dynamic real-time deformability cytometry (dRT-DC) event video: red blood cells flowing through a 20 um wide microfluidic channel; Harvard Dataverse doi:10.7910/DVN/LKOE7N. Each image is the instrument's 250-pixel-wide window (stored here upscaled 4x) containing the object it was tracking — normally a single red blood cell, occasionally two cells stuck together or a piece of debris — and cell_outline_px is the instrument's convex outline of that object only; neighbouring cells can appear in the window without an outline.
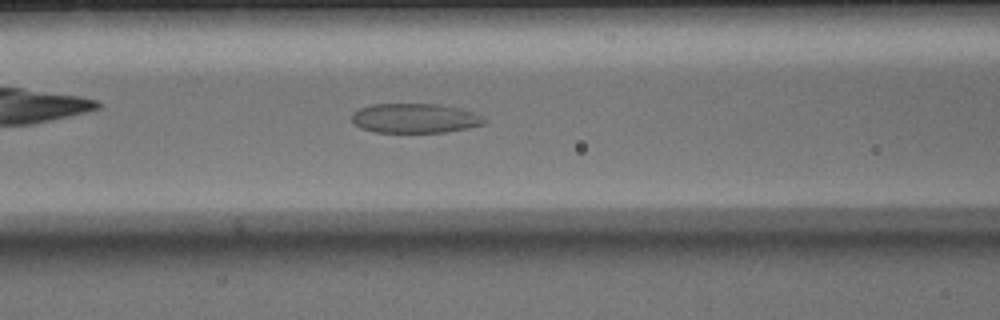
{"species": "Egyptian fruit bat (a non-hibernating species)", "species_latin": "Rousettus aegyptiacus", "temperature_condition": "warm", "stored_images_in_passage": 48, "camera_frame_rate_fps": 3000, "um_per_image_px": 0.085, "animal": {"sex": "male"}, "frame": {"image": 1, "passage_image": 19, "time_ms": 6.0, "image_size_px": [1000, 320], "cell_outline_px": [[488, 120], [484, 124], [468, 128], [444, 132], [376, 132], [360, 128], [352, 120], [352, 112], [360, 108], [372, 104], [440, 104], [460, 108], [484, 116]], "centroid_in_image_um": [35.29, 10.04], "position_along_channel_um": 131.3, "area_um2": 22.89}}
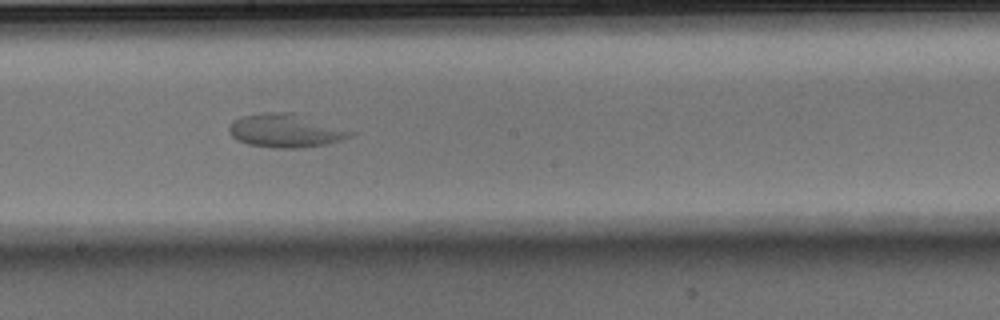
{"frame": {"image": 2, "passage_image": 26, "time_ms": 8.333, "image_size_px": [1000, 320], "cell_outline_px": [[356, 132], [352, 136], [340, 140], [324, 144], [296, 148], [276, 148], [248, 144], [236, 140], [228, 132], [228, 128], [232, 120], [244, 116], [264, 112], [292, 112]], "centroid_in_image_um": [24.23, 11.1], "position_along_channel_um": 224.0, "area_um2": 23.52}}
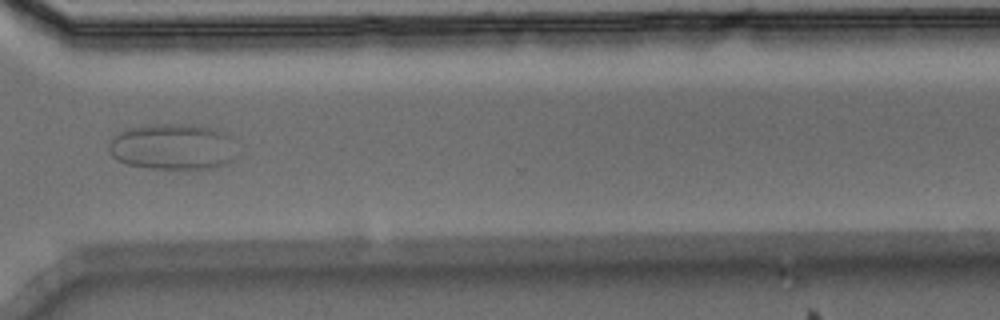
{"frame": {"image": 3, "passage_image": 36, "time_ms": 11.667, "image_size_px": [1000, 320], "cell_outline_px": [[232, 160], [228, 164], [212, 168], [148, 168], [128, 164], [112, 156], [108, 148], [108, 140], [116, 132], [128, 128], [156, 124], [184, 124], [208, 128], [220, 132], [228, 136]], "centroid_in_image_um": [14.54, 12.47], "position_along_channel_um": 356.1, "area_um2": 33.58}}